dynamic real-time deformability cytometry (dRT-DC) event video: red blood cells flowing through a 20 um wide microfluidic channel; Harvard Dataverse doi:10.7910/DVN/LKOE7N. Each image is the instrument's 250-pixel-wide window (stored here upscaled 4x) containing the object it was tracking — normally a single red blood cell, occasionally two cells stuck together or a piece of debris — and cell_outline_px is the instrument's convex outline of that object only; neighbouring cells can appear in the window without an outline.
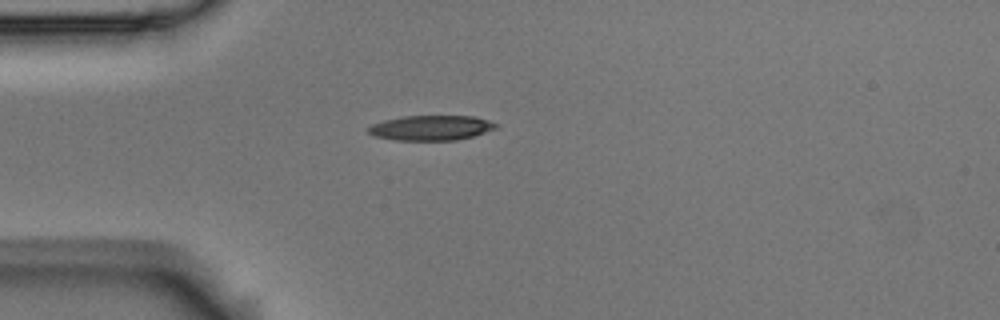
{"species": "Egyptian fruit bat (a non-hibernating species)", "species_latin": "Rousettus aegyptiacus", "temperature_condition": "room temperature", "stored_images_in_passage": 5, "camera_frame_rate_fps": 3000, "um_per_image_px": 0.085, "animal": {"sex": "male"}, "frame": {"image": 1, "passage_image": 5, "time_ms": 1.333, "image_size_px": [1000, 320], "cell_outline_px": [[500, 124], [496, 128], [472, 136], [456, 140], [396, 140], [376, 136], [368, 132], [368, 128], [372, 124], [384, 120], [404, 116], [476, 116]], "centroid_in_image_um": [36.66, 10.86], "position_along_channel_um": 48.3, "area_um2": 18.44}}